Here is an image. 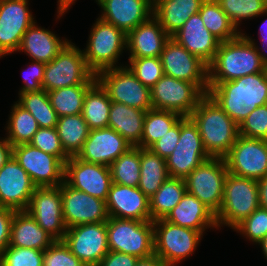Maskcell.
<instances>
[{
  "instance_id": "6da1fadb",
  "label": "cell",
  "mask_w": 267,
  "mask_h": 266,
  "mask_svg": "<svg viewBox=\"0 0 267 266\" xmlns=\"http://www.w3.org/2000/svg\"><path fill=\"white\" fill-rule=\"evenodd\" d=\"M208 94L239 125L252 110L267 104V68L260 73L208 86Z\"/></svg>"
},
{
  "instance_id": "7a4b0ae2",
  "label": "cell",
  "mask_w": 267,
  "mask_h": 266,
  "mask_svg": "<svg viewBox=\"0 0 267 266\" xmlns=\"http://www.w3.org/2000/svg\"><path fill=\"white\" fill-rule=\"evenodd\" d=\"M197 125L210 157L224 158L239 136V126L209 95L205 94L189 116Z\"/></svg>"
},
{
  "instance_id": "3957f363",
  "label": "cell",
  "mask_w": 267,
  "mask_h": 266,
  "mask_svg": "<svg viewBox=\"0 0 267 266\" xmlns=\"http://www.w3.org/2000/svg\"><path fill=\"white\" fill-rule=\"evenodd\" d=\"M265 69L253 43L240 34L233 40L220 43L214 60L208 65V84L215 86Z\"/></svg>"
},
{
  "instance_id": "277c9868",
  "label": "cell",
  "mask_w": 267,
  "mask_h": 266,
  "mask_svg": "<svg viewBox=\"0 0 267 266\" xmlns=\"http://www.w3.org/2000/svg\"><path fill=\"white\" fill-rule=\"evenodd\" d=\"M260 207L257 180L227 173L221 208L215 215L219 229L226 225L234 229Z\"/></svg>"
},
{
  "instance_id": "5b68a950",
  "label": "cell",
  "mask_w": 267,
  "mask_h": 266,
  "mask_svg": "<svg viewBox=\"0 0 267 266\" xmlns=\"http://www.w3.org/2000/svg\"><path fill=\"white\" fill-rule=\"evenodd\" d=\"M95 74L88 68L83 51L71 40L45 65L42 90L46 92L74 85H93Z\"/></svg>"
},
{
  "instance_id": "8992f818",
  "label": "cell",
  "mask_w": 267,
  "mask_h": 266,
  "mask_svg": "<svg viewBox=\"0 0 267 266\" xmlns=\"http://www.w3.org/2000/svg\"><path fill=\"white\" fill-rule=\"evenodd\" d=\"M92 26L86 49L82 50L88 68L97 73L120 67L119 58L126 49L127 35L116 26L109 24L99 17Z\"/></svg>"
},
{
  "instance_id": "52a82bcc",
  "label": "cell",
  "mask_w": 267,
  "mask_h": 266,
  "mask_svg": "<svg viewBox=\"0 0 267 266\" xmlns=\"http://www.w3.org/2000/svg\"><path fill=\"white\" fill-rule=\"evenodd\" d=\"M106 228L109 251L122 252L138 258L154 254L153 221L109 217Z\"/></svg>"
},
{
  "instance_id": "ba28073f",
  "label": "cell",
  "mask_w": 267,
  "mask_h": 266,
  "mask_svg": "<svg viewBox=\"0 0 267 266\" xmlns=\"http://www.w3.org/2000/svg\"><path fill=\"white\" fill-rule=\"evenodd\" d=\"M154 254L167 266H176L189 257L202 240L203 234L172 224L164 218L153 221Z\"/></svg>"
},
{
  "instance_id": "9c48e42d",
  "label": "cell",
  "mask_w": 267,
  "mask_h": 266,
  "mask_svg": "<svg viewBox=\"0 0 267 266\" xmlns=\"http://www.w3.org/2000/svg\"><path fill=\"white\" fill-rule=\"evenodd\" d=\"M227 173L224 158L210 157L184 179L186 190L216 215L221 208Z\"/></svg>"
},
{
  "instance_id": "30bf717a",
  "label": "cell",
  "mask_w": 267,
  "mask_h": 266,
  "mask_svg": "<svg viewBox=\"0 0 267 266\" xmlns=\"http://www.w3.org/2000/svg\"><path fill=\"white\" fill-rule=\"evenodd\" d=\"M95 76L112 102L144 111L153 109L150 88L143 85L127 66L106 69Z\"/></svg>"
},
{
  "instance_id": "8fae6325",
  "label": "cell",
  "mask_w": 267,
  "mask_h": 266,
  "mask_svg": "<svg viewBox=\"0 0 267 266\" xmlns=\"http://www.w3.org/2000/svg\"><path fill=\"white\" fill-rule=\"evenodd\" d=\"M197 125L190 117L180 119V138L166 158L169 177L185 179L203 161L209 159Z\"/></svg>"
},
{
  "instance_id": "7c38bea8",
  "label": "cell",
  "mask_w": 267,
  "mask_h": 266,
  "mask_svg": "<svg viewBox=\"0 0 267 266\" xmlns=\"http://www.w3.org/2000/svg\"><path fill=\"white\" fill-rule=\"evenodd\" d=\"M153 109L173 111L189 117L205 95L194 83L163 75L150 88Z\"/></svg>"
},
{
  "instance_id": "4fadbf2b",
  "label": "cell",
  "mask_w": 267,
  "mask_h": 266,
  "mask_svg": "<svg viewBox=\"0 0 267 266\" xmlns=\"http://www.w3.org/2000/svg\"><path fill=\"white\" fill-rule=\"evenodd\" d=\"M160 60L165 75L194 83L204 94H208V65L173 38L166 42Z\"/></svg>"
},
{
  "instance_id": "5bb4252c",
  "label": "cell",
  "mask_w": 267,
  "mask_h": 266,
  "mask_svg": "<svg viewBox=\"0 0 267 266\" xmlns=\"http://www.w3.org/2000/svg\"><path fill=\"white\" fill-rule=\"evenodd\" d=\"M228 172L254 180L267 176V140L238 136L224 157Z\"/></svg>"
},
{
  "instance_id": "9a60e30c",
  "label": "cell",
  "mask_w": 267,
  "mask_h": 266,
  "mask_svg": "<svg viewBox=\"0 0 267 266\" xmlns=\"http://www.w3.org/2000/svg\"><path fill=\"white\" fill-rule=\"evenodd\" d=\"M12 156L36 187H56L64 182V163L30 144L13 146Z\"/></svg>"
},
{
  "instance_id": "2e32d148",
  "label": "cell",
  "mask_w": 267,
  "mask_h": 266,
  "mask_svg": "<svg viewBox=\"0 0 267 266\" xmlns=\"http://www.w3.org/2000/svg\"><path fill=\"white\" fill-rule=\"evenodd\" d=\"M63 241L70 251L87 266H97L109 252L106 222L70 227Z\"/></svg>"
},
{
  "instance_id": "e0dca14e",
  "label": "cell",
  "mask_w": 267,
  "mask_h": 266,
  "mask_svg": "<svg viewBox=\"0 0 267 266\" xmlns=\"http://www.w3.org/2000/svg\"><path fill=\"white\" fill-rule=\"evenodd\" d=\"M64 182L72 188L106 201L112 177L109 166L89 163L72 156L64 164Z\"/></svg>"
},
{
  "instance_id": "ac0fdd59",
  "label": "cell",
  "mask_w": 267,
  "mask_h": 266,
  "mask_svg": "<svg viewBox=\"0 0 267 266\" xmlns=\"http://www.w3.org/2000/svg\"><path fill=\"white\" fill-rule=\"evenodd\" d=\"M26 211L55 240L64 239L67 227L63 217L61 185L36 187Z\"/></svg>"
},
{
  "instance_id": "d6986e66",
  "label": "cell",
  "mask_w": 267,
  "mask_h": 266,
  "mask_svg": "<svg viewBox=\"0 0 267 266\" xmlns=\"http://www.w3.org/2000/svg\"><path fill=\"white\" fill-rule=\"evenodd\" d=\"M34 19L28 0H0V58L18 51Z\"/></svg>"
},
{
  "instance_id": "ffe728a7",
  "label": "cell",
  "mask_w": 267,
  "mask_h": 266,
  "mask_svg": "<svg viewBox=\"0 0 267 266\" xmlns=\"http://www.w3.org/2000/svg\"><path fill=\"white\" fill-rule=\"evenodd\" d=\"M64 223L68 228L88 223L106 222L109 218L106 201L61 184Z\"/></svg>"
},
{
  "instance_id": "44dd1931",
  "label": "cell",
  "mask_w": 267,
  "mask_h": 266,
  "mask_svg": "<svg viewBox=\"0 0 267 266\" xmlns=\"http://www.w3.org/2000/svg\"><path fill=\"white\" fill-rule=\"evenodd\" d=\"M36 186L12 156L0 169V207L26 210Z\"/></svg>"
},
{
  "instance_id": "7402d4cb",
  "label": "cell",
  "mask_w": 267,
  "mask_h": 266,
  "mask_svg": "<svg viewBox=\"0 0 267 266\" xmlns=\"http://www.w3.org/2000/svg\"><path fill=\"white\" fill-rule=\"evenodd\" d=\"M132 146L110 127L90 130L77 157L89 163L110 166Z\"/></svg>"
},
{
  "instance_id": "603a6c76",
  "label": "cell",
  "mask_w": 267,
  "mask_h": 266,
  "mask_svg": "<svg viewBox=\"0 0 267 266\" xmlns=\"http://www.w3.org/2000/svg\"><path fill=\"white\" fill-rule=\"evenodd\" d=\"M99 18L116 26L126 35L153 15V0H96Z\"/></svg>"
},
{
  "instance_id": "cb8c5ba5",
  "label": "cell",
  "mask_w": 267,
  "mask_h": 266,
  "mask_svg": "<svg viewBox=\"0 0 267 266\" xmlns=\"http://www.w3.org/2000/svg\"><path fill=\"white\" fill-rule=\"evenodd\" d=\"M106 206L109 217L151 221L149 198L138 187L112 183Z\"/></svg>"
},
{
  "instance_id": "d4e9b609",
  "label": "cell",
  "mask_w": 267,
  "mask_h": 266,
  "mask_svg": "<svg viewBox=\"0 0 267 266\" xmlns=\"http://www.w3.org/2000/svg\"><path fill=\"white\" fill-rule=\"evenodd\" d=\"M171 38L207 65L214 60L221 43L205 27L199 13L192 15Z\"/></svg>"
},
{
  "instance_id": "484cf974",
  "label": "cell",
  "mask_w": 267,
  "mask_h": 266,
  "mask_svg": "<svg viewBox=\"0 0 267 266\" xmlns=\"http://www.w3.org/2000/svg\"><path fill=\"white\" fill-rule=\"evenodd\" d=\"M170 36L152 15L147 21L131 30L126 37L129 58L160 57Z\"/></svg>"
},
{
  "instance_id": "4316f807",
  "label": "cell",
  "mask_w": 267,
  "mask_h": 266,
  "mask_svg": "<svg viewBox=\"0 0 267 266\" xmlns=\"http://www.w3.org/2000/svg\"><path fill=\"white\" fill-rule=\"evenodd\" d=\"M166 221L199 231L204 234L207 228H216L215 214L194 195L186 192L178 205L164 218Z\"/></svg>"
},
{
  "instance_id": "83f0119b",
  "label": "cell",
  "mask_w": 267,
  "mask_h": 266,
  "mask_svg": "<svg viewBox=\"0 0 267 266\" xmlns=\"http://www.w3.org/2000/svg\"><path fill=\"white\" fill-rule=\"evenodd\" d=\"M69 41L60 39L53 32L38 27L36 22L23 35L18 51L26 53L31 60L41 63L52 61Z\"/></svg>"
},
{
  "instance_id": "f1b7e54d",
  "label": "cell",
  "mask_w": 267,
  "mask_h": 266,
  "mask_svg": "<svg viewBox=\"0 0 267 266\" xmlns=\"http://www.w3.org/2000/svg\"><path fill=\"white\" fill-rule=\"evenodd\" d=\"M55 239L26 211H15L8 246L46 250Z\"/></svg>"
},
{
  "instance_id": "f546056e",
  "label": "cell",
  "mask_w": 267,
  "mask_h": 266,
  "mask_svg": "<svg viewBox=\"0 0 267 266\" xmlns=\"http://www.w3.org/2000/svg\"><path fill=\"white\" fill-rule=\"evenodd\" d=\"M205 0H153V16L171 37L200 11Z\"/></svg>"
},
{
  "instance_id": "4dcf8cb0",
  "label": "cell",
  "mask_w": 267,
  "mask_h": 266,
  "mask_svg": "<svg viewBox=\"0 0 267 266\" xmlns=\"http://www.w3.org/2000/svg\"><path fill=\"white\" fill-rule=\"evenodd\" d=\"M146 112L125 104L112 102L108 127L118 132L132 147H141Z\"/></svg>"
},
{
  "instance_id": "1f68e13d",
  "label": "cell",
  "mask_w": 267,
  "mask_h": 266,
  "mask_svg": "<svg viewBox=\"0 0 267 266\" xmlns=\"http://www.w3.org/2000/svg\"><path fill=\"white\" fill-rule=\"evenodd\" d=\"M169 177L166 159L140 147V182L138 188L148 197L153 196Z\"/></svg>"
},
{
  "instance_id": "d6a6232c",
  "label": "cell",
  "mask_w": 267,
  "mask_h": 266,
  "mask_svg": "<svg viewBox=\"0 0 267 266\" xmlns=\"http://www.w3.org/2000/svg\"><path fill=\"white\" fill-rule=\"evenodd\" d=\"M111 103L97 81L87 90L81 114L90 130L108 127Z\"/></svg>"
},
{
  "instance_id": "836d02e7",
  "label": "cell",
  "mask_w": 267,
  "mask_h": 266,
  "mask_svg": "<svg viewBox=\"0 0 267 266\" xmlns=\"http://www.w3.org/2000/svg\"><path fill=\"white\" fill-rule=\"evenodd\" d=\"M56 129L64 152L69 157L77 156L90 131L82 114L59 117Z\"/></svg>"
},
{
  "instance_id": "e575fe53",
  "label": "cell",
  "mask_w": 267,
  "mask_h": 266,
  "mask_svg": "<svg viewBox=\"0 0 267 266\" xmlns=\"http://www.w3.org/2000/svg\"><path fill=\"white\" fill-rule=\"evenodd\" d=\"M186 192L183 178L168 177L158 191L149 198L151 221L165 218Z\"/></svg>"
},
{
  "instance_id": "d590c367",
  "label": "cell",
  "mask_w": 267,
  "mask_h": 266,
  "mask_svg": "<svg viewBox=\"0 0 267 266\" xmlns=\"http://www.w3.org/2000/svg\"><path fill=\"white\" fill-rule=\"evenodd\" d=\"M198 13L205 27L220 42L233 40L241 34L215 0H205Z\"/></svg>"
},
{
  "instance_id": "8d00e7d4",
  "label": "cell",
  "mask_w": 267,
  "mask_h": 266,
  "mask_svg": "<svg viewBox=\"0 0 267 266\" xmlns=\"http://www.w3.org/2000/svg\"><path fill=\"white\" fill-rule=\"evenodd\" d=\"M6 127V140L12 145L29 144L39 125L32 114L14 102Z\"/></svg>"
},
{
  "instance_id": "74e56055",
  "label": "cell",
  "mask_w": 267,
  "mask_h": 266,
  "mask_svg": "<svg viewBox=\"0 0 267 266\" xmlns=\"http://www.w3.org/2000/svg\"><path fill=\"white\" fill-rule=\"evenodd\" d=\"M17 103L32 114L39 128H56L59 117L45 90L21 93Z\"/></svg>"
},
{
  "instance_id": "f35d334b",
  "label": "cell",
  "mask_w": 267,
  "mask_h": 266,
  "mask_svg": "<svg viewBox=\"0 0 267 266\" xmlns=\"http://www.w3.org/2000/svg\"><path fill=\"white\" fill-rule=\"evenodd\" d=\"M92 85H74L47 92L58 117L82 113L87 90Z\"/></svg>"
},
{
  "instance_id": "ab89813d",
  "label": "cell",
  "mask_w": 267,
  "mask_h": 266,
  "mask_svg": "<svg viewBox=\"0 0 267 266\" xmlns=\"http://www.w3.org/2000/svg\"><path fill=\"white\" fill-rule=\"evenodd\" d=\"M182 116L173 111L147 110L144 119L141 148H149L174 126Z\"/></svg>"
},
{
  "instance_id": "60d3db41",
  "label": "cell",
  "mask_w": 267,
  "mask_h": 266,
  "mask_svg": "<svg viewBox=\"0 0 267 266\" xmlns=\"http://www.w3.org/2000/svg\"><path fill=\"white\" fill-rule=\"evenodd\" d=\"M112 183L138 187L140 182V147H131L110 166Z\"/></svg>"
},
{
  "instance_id": "b9f144b4",
  "label": "cell",
  "mask_w": 267,
  "mask_h": 266,
  "mask_svg": "<svg viewBox=\"0 0 267 266\" xmlns=\"http://www.w3.org/2000/svg\"><path fill=\"white\" fill-rule=\"evenodd\" d=\"M239 30L241 20L252 19L267 12V0H215Z\"/></svg>"
},
{
  "instance_id": "7bdbcfd3",
  "label": "cell",
  "mask_w": 267,
  "mask_h": 266,
  "mask_svg": "<svg viewBox=\"0 0 267 266\" xmlns=\"http://www.w3.org/2000/svg\"><path fill=\"white\" fill-rule=\"evenodd\" d=\"M129 70L145 86L152 88L164 75L160 57L129 58Z\"/></svg>"
},
{
  "instance_id": "ee69618b",
  "label": "cell",
  "mask_w": 267,
  "mask_h": 266,
  "mask_svg": "<svg viewBox=\"0 0 267 266\" xmlns=\"http://www.w3.org/2000/svg\"><path fill=\"white\" fill-rule=\"evenodd\" d=\"M234 231L258 244L267 236V209L257 208L244 221L238 224Z\"/></svg>"
},
{
  "instance_id": "f6af8a7d",
  "label": "cell",
  "mask_w": 267,
  "mask_h": 266,
  "mask_svg": "<svg viewBox=\"0 0 267 266\" xmlns=\"http://www.w3.org/2000/svg\"><path fill=\"white\" fill-rule=\"evenodd\" d=\"M42 250L7 246L0 256V266H43Z\"/></svg>"
},
{
  "instance_id": "bcb514c9",
  "label": "cell",
  "mask_w": 267,
  "mask_h": 266,
  "mask_svg": "<svg viewBox=\"0 0 267 266\" xmlns=\"http://www.w3.org/2000/svg\"><path fill=\"white\" fill-rule=\"evenodd\" d=\"M238 126L240 136L267 140V104L252 110Z\"/></svg>"
},
{
  "instance_id": "7dc6e473",
  "label": "cell",
  "mask_w": 267,
  "mask_h": 266,
  "mask_svg": "<svg viewBox=\"0 0 267 266\" xmlns=\"http://www.w3.org/2000/svg\"><path fill=\"white\" fill-rule=\"evenodd\" d=\"M29 144L45 153L57 156L64 164L70 158L61 146L56 128H39Z\"/></svg>"
},
{
  "instance_id": "c3c4849f",
  "label": "cell",
  "mask_w": 267,
  "mask_h": 266,
  "mask_svg": "<svg viewBox=\"0 0 267 266\" xmlns=\"http://www.w3.org/2000/svg\"><path fill=\"white\" fill-rule=\"evenodd\" d=\"M43 266H87L64 243L55 240L43 253Z\"/></svg>"
},
{
  "instance_id": "681fc988",
  "label": "cell",
  "mask_w": 267,
  "mask_h": 266,
  "mask_svg": "<svg viewBox=\"0 0 267 266\" xmlns=\"http://www.w3.org/2000/svg\"><path fill=\"white\" fill-rule=\"evenodd\" d=\"M180 138V120L164 136L154 142L149 149L166 159L174 151Z\"/></svg>"
},
{
  "instance_id": "f907efd6",
  "label": "cell",
  "mask_w": 267,
  "mask_h": 266,
  "mask_svg": "<svg viewBox=\"0 0 267 266\" xmlns=\"http://www.w3.org/2000/svg\"><path fill=\"white\" fill-rule=\"evenodd\" d=\"M45 63H41L39 61H34L30 64L29 73H24L26 76L23 78V87L20 88L19 94L26 92H38L42 90V82L44 79L45 73Z\"/></svg>"
},
{
  "instance_id": "816d5d0a",
  "label": "cell",
  "mask_w": 267,
  "mask_h": 266,
  "mask_svg": "<svg viewBox=\"0 0 267 266\" xmlns=\"http://www.w3.org/2000/svg\"><path fill=\"white\" fill-rule=\"evenodd\" d=\"M15 210L7 207H0V256L9 245L11 224Z\"/></svg>"
},
{
  "instance_id": "f5cc1de1",
  "label": "cell",
  "mask_w": 267,
  "mask_h": 266,
  "mask_svg": "<svg viewBox=\"0 0 267 266\" xmlns=\"http://www.w3.org/2000/svg\"><path fill=\"white\" fill-rule=\"evenodd\" d=\"M138 257L122 252L109 251L97 266H135Z\"/></svg>"
},
{
  "instance_id": "db71d44e",
  "label": "cell",
  "mask_w": 267,
  "mask_h": 266,
  "mask_svg": "<svg viewBox=\"0 0 267 266\" xmlns=\"http://www.w3.org/2000/svg\"><path fill=\"white\" fill-rule=\"evenodd\" d=\"M12 154L13 146L6 140V138L0 139V169L12 157Z\"/></svg>"
},
{
  "instance_id": "11a10c76",
  "label": "cell",
  "mask_w": 267,
  "mask_h": 266,
  "mask_svg": "<svg viewBox=\"0 0 267 266\" xmlns=\"http://www.w3.org/2000/svg\"><path fill=\"white\" fill-rule=\"evenodd\" d=\"M260 207L267 209V176L257 181Z\"/></svg>"
},
{
  "instance_id": "9f6ffc18",
  "label": "cell",
  "mask_w": 267,
  "mask_h": 266,
  "mask_svg": "<svg viewBox=\"0 0 267 266\" xmlns=\"http://www.w3.org/2000/svg\"><path fill=\"white\" fill-rule=\"evenodd\" d=\"M135 266H167L157 255L152 254L148 257L138 258Z\"/></svg>"
},
{
  "instance_id": "6f0895ef",
  "label": "cell",
  "mask_w": 267,
  "mask_h": 266,
  "mask_svg": "<svg viewBox=\"0 0 267 266\" xmlns=\"http://www.w3.org/2000/svg\"><path fill=\"white\" fill-rule=\"evenodd\" d=\"M249 42H251V43H253V45L255 46V49H256V51L258 52V54L260 55V58H261V61H262V63L264 64V66L267 68V54L265 53H263V51L262 50H259V49H261L260 47H258L257 46V44L254 42L255 41V39L253 40L250 36H247V35H245V33H241ZM260 38V40H261V42H262V45H264V50L265 51H267V48H266V44H267V37H259ZM266 45V46H265ZM262 51V52H261Z\"/></svg>"
},
{
  "instance_id": "680465c9",
  "label": "cell",
  "mask_w": 267,
  "mask_h": 266,
  "mask_svg": "<svg viewBox=\"0 0 267 266\" xmlns=\"http://www.w3.org/2000/svg\"><path fill=\"white\" fill-rule=\"evenodd\" d=\"M76 0H58V7H57V19L67 12L71 4L75 3Z\"/></svg>"
},
{
  "instance_id": "91938a15",
  "label": "cell",
  "mask_w": 267,
  "mask_h": 266,
  "mask_svg": "<svg viewBox=\"0 0 267 266\" xmlns=\"http://www.w3.org/2000/svg\"><path fill=\"white\" fill-rule=\"evenodd\" d=\"M265 15L267 16V12L265 13ZM259 36L260 37H267V19L260 26Z\"/></svg>"
},
{
  "instance_id": "94428289",
  "label": "cell",
  "mask_w": 267,
  "mask_h": 266,
  "mask_svg": "<svg viewBox=\"0 0 267 266\" xmlns=\"http://www.w3.org/2000/svg\"><path fill=\"white\" fill-rule=\"evenodd\" d=\"M262 249L264 256L267 259V236L258 243Z\"/></svg>"
}]
</instances>
